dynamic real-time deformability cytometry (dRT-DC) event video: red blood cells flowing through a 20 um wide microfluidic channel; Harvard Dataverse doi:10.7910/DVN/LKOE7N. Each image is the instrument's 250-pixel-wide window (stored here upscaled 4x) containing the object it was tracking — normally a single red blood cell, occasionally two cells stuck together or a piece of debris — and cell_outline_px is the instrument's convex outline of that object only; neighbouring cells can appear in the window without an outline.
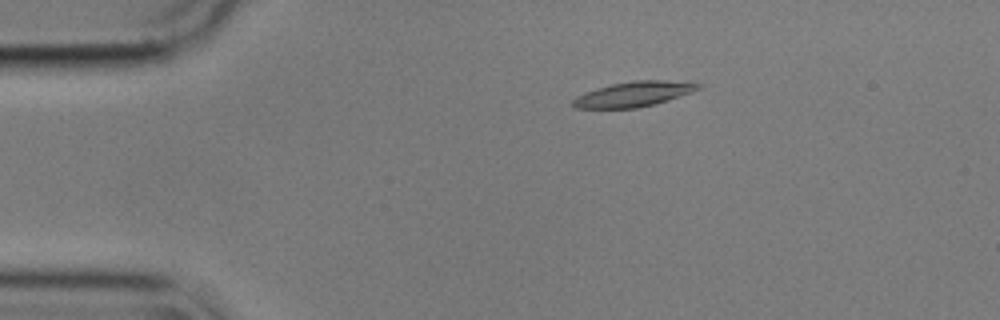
{"species": "common noctule bat (a hibernating species)", "species_latin": "Nyctalus noctula", "temperature_condition": "cold", "stored_images_in_passage": 57, "camera_frame_rate_fps": 3000, "um_per_image_px": 0.085, "animal": {"sex": "male", "body_mass_g": 17.9}, "frame": {"image": 1, "passage_image": 11, "time_ms": 3.333, "image_size_px": [1000, 320], "cell_outline_px": [[704, 84], [700, 88], [692, 92], [656, 104], [636, 108], [576, 108], [572, 104], [572, 100], [576, 96], [584, 92], [596, 88], [612, 84], [632, 80], [664, 80]], "centroid_in_image_um": [53.85, 8.0], "position_along_channel_um": 31.2, "area_um2": 18.32}}
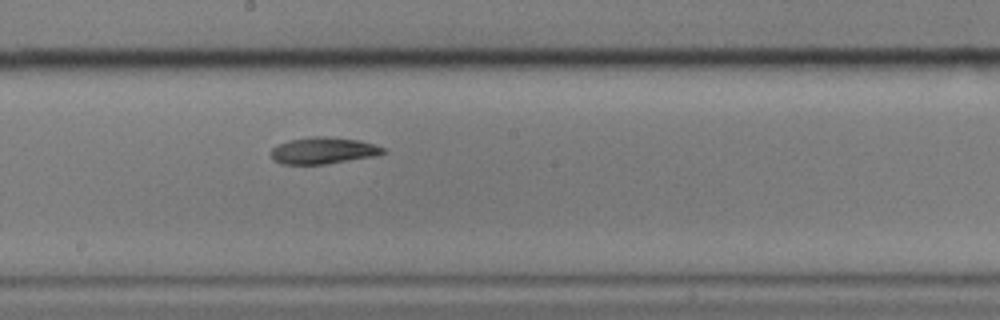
{"frame": {"image": 2, "passage_image": 31, "time_ms": 10.0, "image_size_px": [1000, 320], "cell_outline_px": [[388, 152], [376, 156], [324, 164], [280, 164], [272, 160], [272, 148], [288, 140], [312, 136], [324, 136], [360, 140], [384, 148]], "centroid_in_image_um": [27.48, 12.8], "position_along_channel_um": 220.7, "area_um2": 17.4}}
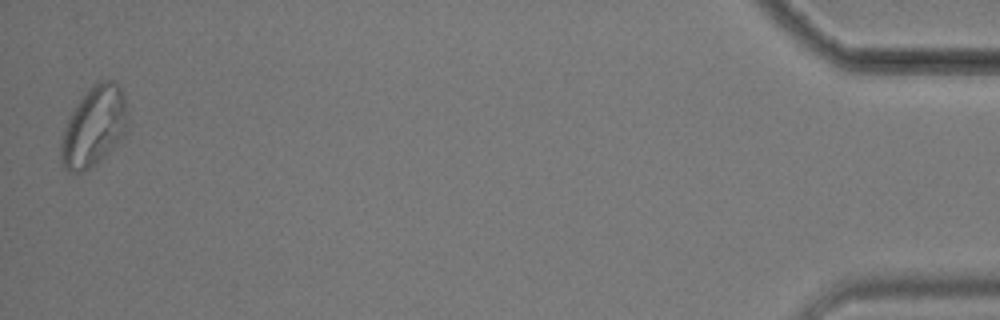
{"frame": {"image": 3, "passage_image": 56, "time_ms": 18.333, "image_size_px": [1000, 320], "cell_outline_px": [[128, 132], [92, 168], [84, 172], [68, 172], [64, 168], [60, 160], [60, 144], [64, 128], [76, 104], [84, 92], [96, 80], [112, 80], [124, 92], [128, 116]], "centroid_in_image_um": [7.99, 10.75], "position_along_channel_um": 427.2, "area_um2": 31.56}, "authors_computed_cell_mechanics": {"area_um2": 18.207, "velocity_mm_per_s": 3.5515, "shape_relaxation_time_tau1_ms": 10.5505, "shape_relaxation_time_tau2_ms": 7.9572, "deformation_change_tau1": 0.2018, "deformation_change_tau2": 0.1304}}